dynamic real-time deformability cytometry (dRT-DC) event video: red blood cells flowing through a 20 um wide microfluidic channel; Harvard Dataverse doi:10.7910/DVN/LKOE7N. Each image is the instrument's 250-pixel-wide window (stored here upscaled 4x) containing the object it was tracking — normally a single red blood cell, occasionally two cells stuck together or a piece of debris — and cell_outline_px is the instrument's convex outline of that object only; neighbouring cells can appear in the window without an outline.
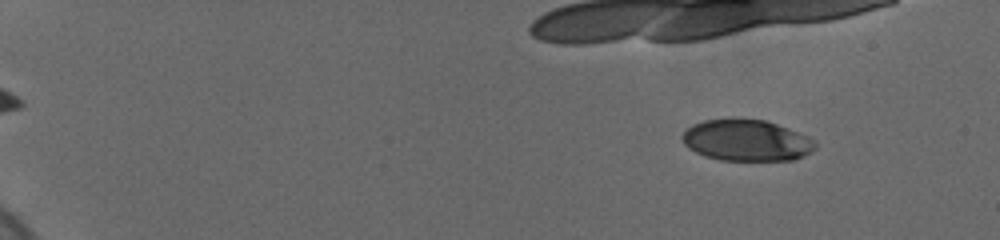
{"species": "human", "species_latin": "Homo sapiens", "temperature_condition": "cold", "stored_images_in_passage": 29, "camera_frame_rate_fps": 3000, "um_per_image_px": 0.085, "donor": {"sex": "female"}, "frame": {"image": 1, "passage_image": 5, "time_ms": 2.0, "image_size_px": [1000, 240], "cell_outline_px": [[816, 148], [804, 156], [792, 160], [720, 160], [704, 156], [688, 148], [684, 144], [680, 136], [692, 124], [704, 120], [732, 116], [736, 116], [764, 120], [788, 128], [808, 136], [816, 140]], "centroid_in_image_um": [63.43, 11.9], "position_along_channel_um": 21.6, "area_um2": 32.71}}
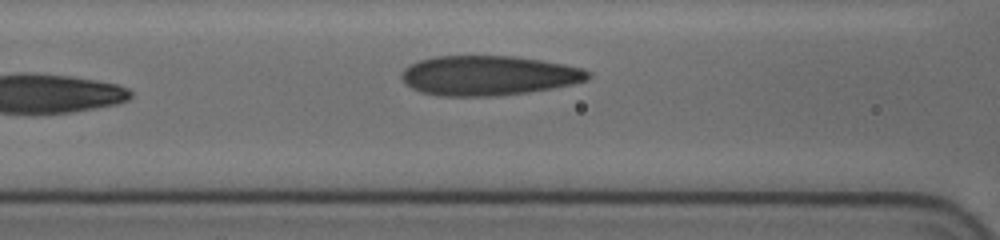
{"frame": {"image": 2, "passage_image": 29, "time_ms": 10.0, "image_size_px": [1000, 240], "cell_outline_px": [[592, 76], [588, 80], [572, 84], [552, 88], [528, 92], [488, 96], [440, 96], [420, 92], [412, 88], [404, 80], [404, 68], [420, 60], [432, 56], [516, 56], [564, 64], [584, 68]], "centroid_in_image_um": [41.56, 6.41], "position_along_channel_um": 125.0, "area_um2": 42.95}}